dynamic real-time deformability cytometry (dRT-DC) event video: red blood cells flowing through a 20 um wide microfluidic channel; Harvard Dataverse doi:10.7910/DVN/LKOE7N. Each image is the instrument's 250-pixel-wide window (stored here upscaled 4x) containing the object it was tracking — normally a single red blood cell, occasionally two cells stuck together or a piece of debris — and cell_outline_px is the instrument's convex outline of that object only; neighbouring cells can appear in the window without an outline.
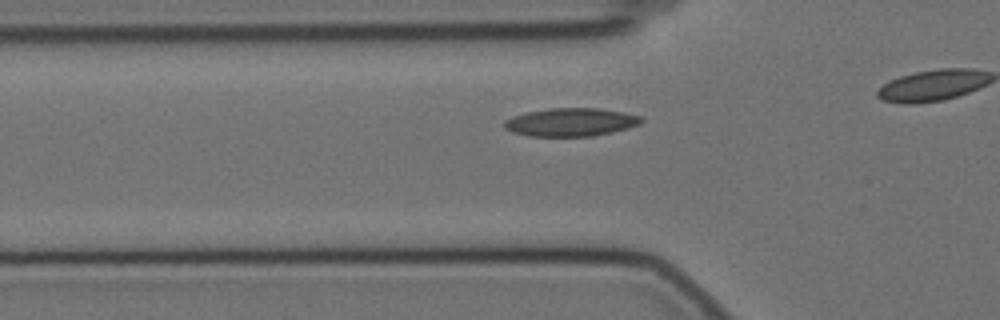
{"species": "Egyptian fruit bat (a non-hibernating species)", "species_latin": "Rousettus aegyptiacus", "temperature_condition": "cold", "stored_images_in_passage": 38, "camera_frame_rate_fps": 3000, "um_per_image_px": 0.085, "animal": {"sex": "female"}, "frame": {"image": 1, "passage_image": 11, "time_ms": 3.333, "image_size_px": [1000, 320], "cell_outline_px": [[644, 120], [640, 124], [628, 128], [612, 132], [592, 136], [528, 136], [512, 132], [504, 128], [504, 120], [512, 116], [528, 112], [548, 108], [596, 108], [624, 112], [640, 116]], "centroid_in_image_um": [48.51, 10.38], "position_along_channel_um": 77.3, "area_um2": 22.54}}
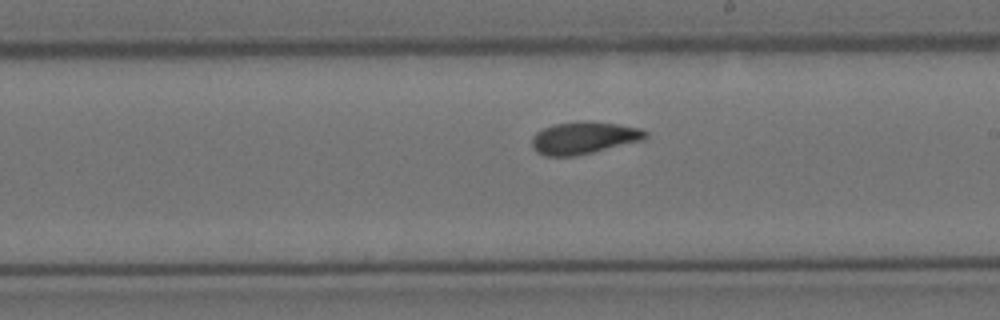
{"frame": {"image": 2, "passage_image": 25, "time_ms": 8.0, "image_size_px": [1000, 320], "cell_outline_px": [[648, 136], [644, 140], [576, 156], [544, 156], [536, 152], [532, 148], [532, 136], [536, 132], [552, 124], [580, 120], [588, 120], [616, 124], [640, 128], [648, 132]], "centroid_in_image_um": [49.61, 11.71], "position_along_channel_um": 239.4, "area_um2": 21.68}}
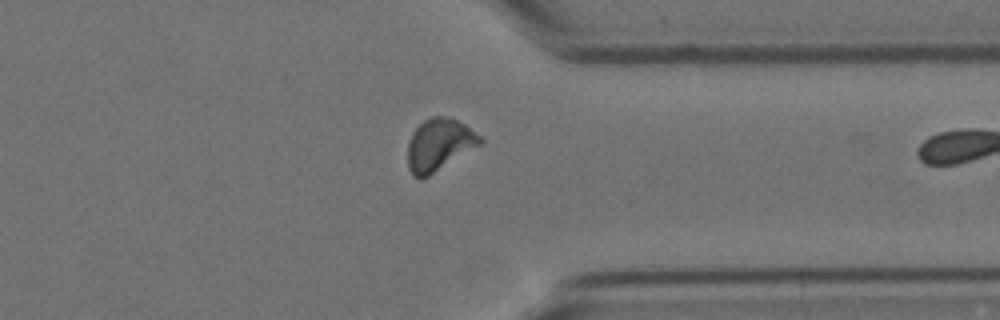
{"frame": {"image": 3, "passage_image": 37, "time_ms": 12.0, "image_size_px": [1000, 320], "cell_outline_px": [[484, 140], [480, 144], [428, 176], [420, 180], [412, 176], [408, 168], [408, 144], [412, 132], [424, 120], [432, 116], [444, 116], [456, 120], [464, 124], [480, 136]], "centroid_in_image_um": [37.28, 12.31], "position_along_channel_um": 374.1, "area_um2": 21.68}}